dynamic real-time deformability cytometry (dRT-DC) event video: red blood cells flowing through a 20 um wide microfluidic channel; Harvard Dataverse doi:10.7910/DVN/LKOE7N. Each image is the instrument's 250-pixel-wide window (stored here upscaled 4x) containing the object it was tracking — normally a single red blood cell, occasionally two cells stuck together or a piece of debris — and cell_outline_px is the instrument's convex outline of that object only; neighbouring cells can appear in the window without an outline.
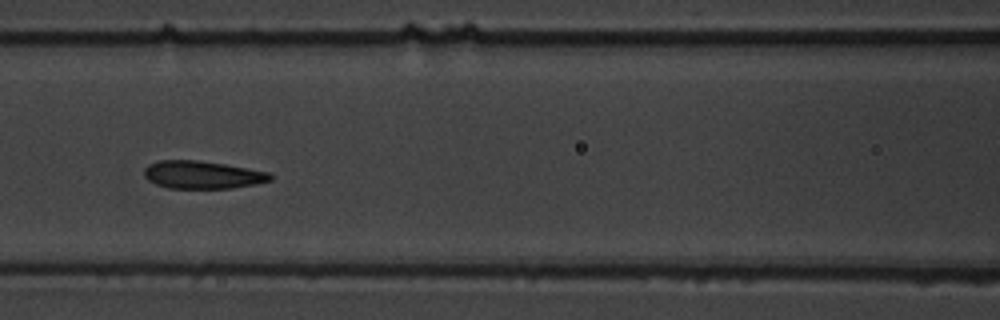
{"species": "common noctule bat (a hibernating species)", "species_latin": "Nyctalus noctula", "temperature_condition": "warm", "stored_images_in_passage": 9, "camera_frame_rate_fps": 3000, "um_per_image_px": 0.085, "animal": {"sex": "male", "body_mass_g": 19.5, "forearm_length_mm": 54.6}, "frame": {"image": 1, "passage_image": 6, "time_ms": 6.667, "image_size_px": [1000, 320], "cell_outline_px": [[272, 180], [256, 184], [232, 188], [168, 188], [156, 184], [148, 180], [144, 176], [144, 168], [148, 164], [160, 160], [196, 160], [224, 164], [272, 172]], "centroid_in_image_um": [17.22, 14.85], "position_along_channel_um": 149.4, "area_um2": 20.52}}
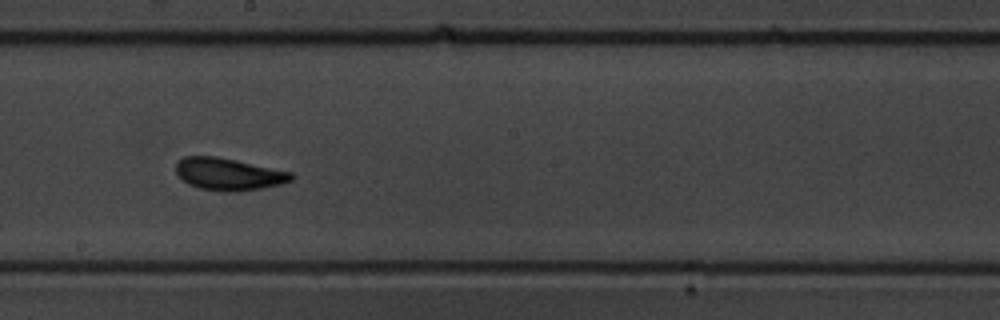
{"frame": {"image": 2, "passage_image": 8, "time_ms": 9.0, "image_size_px": [1000, 320], "cell_outline_px": [[296, 176], [292, 180], [280, 184], [264, 188], [236, 192], [228, 192], [200, 188], [188, 184], [176, 172], [176, 164], [184, 156], [216, 156], [236, 160], [292, 172]], "centroid_in_image_um": [19.46, 14.8], "position_along_channel_um": 228.7, "area_um2": 21.62}}
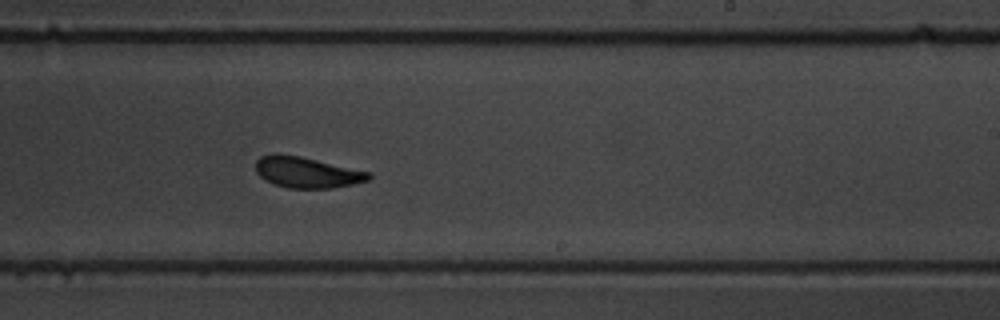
{"frame": {"image": 3, "passage_image": 9, "time_ms": 10.0, "image_size_px": [1000, 320], "cell_outline_px": [[372, 176], [368, 180], [352, 184], [332, 188], [288, 188], [272, 184], [264, 180], [256, 172], [256, 160], [260, 156], [276, 152], [300, 156], [372, 172]], "centroid_in_image_um": [26.06, 14.64], "position_along_channel_um": 262.9, "area_um2": 20.63}}